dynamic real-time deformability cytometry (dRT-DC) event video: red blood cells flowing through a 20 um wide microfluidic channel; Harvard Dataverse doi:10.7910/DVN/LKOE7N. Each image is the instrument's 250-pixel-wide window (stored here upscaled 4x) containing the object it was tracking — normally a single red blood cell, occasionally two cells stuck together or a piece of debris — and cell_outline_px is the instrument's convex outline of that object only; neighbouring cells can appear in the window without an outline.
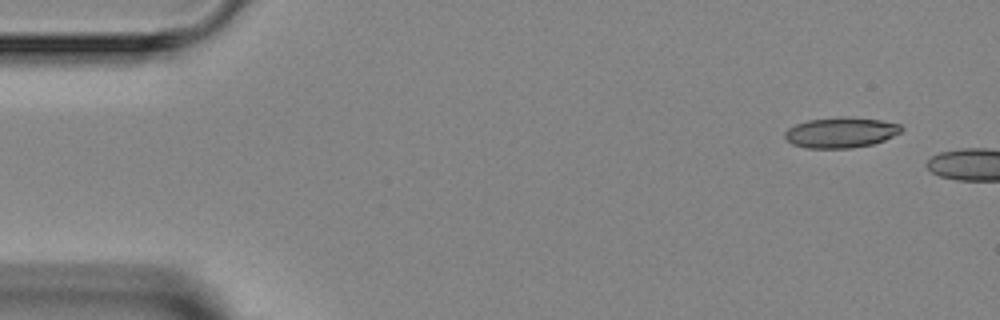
{"species": "Egyptian fruit bat (a non-hibernating species)", "species_latin": "Rousettus aegyptiacus", "temperature_condition": "room temperature", "stored_images_in_passage": 2, "camera_frame_rate_fps": 3000, "um_per_image_px": 0.085, "animal": {"sex": "female"}, "frame": {"image": 1, "passage_image": 1, "time_ms": 0.0, "image_size_px": [1000, 320], "cell_outline_px": [[904, 128], [900, 132], [884, 140], [872, 144], [852, 148], [808, 148], [792, 144], [784, 140], [784, 132], [788, 128], [796, 124], [808, 120], [880, 120], [900, 124]], "centroid_in_image_um": [71.42, 11.32], "position_along_channel_um": 13.6, "area_um2": 19.71}}